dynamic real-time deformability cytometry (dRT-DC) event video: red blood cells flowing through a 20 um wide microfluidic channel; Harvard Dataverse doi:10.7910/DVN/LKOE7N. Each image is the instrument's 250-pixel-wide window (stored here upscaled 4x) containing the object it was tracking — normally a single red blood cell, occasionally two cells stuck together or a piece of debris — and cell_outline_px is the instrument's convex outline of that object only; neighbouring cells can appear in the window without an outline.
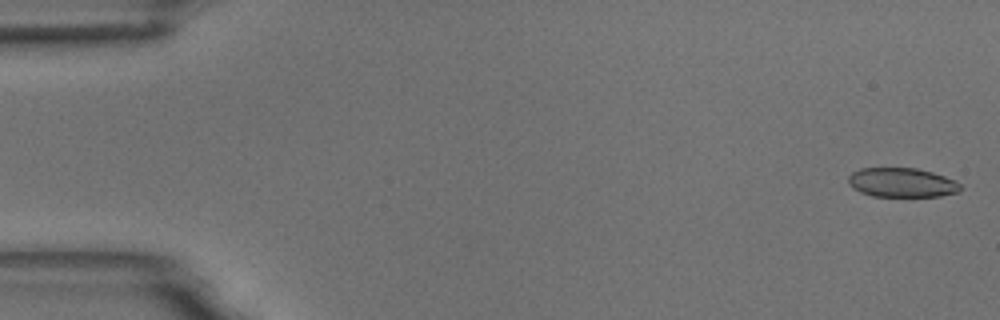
{"species": "common noctule bat (a hibernating species)", "species_latin": "Nyctalus noctula", "temperature_condition": "room temperature", "stored_images_in_passage": 13, "camera_frame_rate_fps": 3000, "um_per_image_px": 0.085, "animal": {"sex": "male", "body_mass_g": 18.8}, "frame": {"image": 1, "passage_image": 2, "time_ms": 0.333, "image_size_px": [1000, 320], "cell_outline_px": [[964, 188], [956, 192], [940, 196], [872, 196], [860, 192], [852, 188], [848, 184], [848, 176], [852, 172], [860, 168], [916, 168], [932, 172], [956, 180]], "centroid_in_image_um": [76.64, 15.51], "position_along_channel_um": 8.4, "area_um2": 19.25}}